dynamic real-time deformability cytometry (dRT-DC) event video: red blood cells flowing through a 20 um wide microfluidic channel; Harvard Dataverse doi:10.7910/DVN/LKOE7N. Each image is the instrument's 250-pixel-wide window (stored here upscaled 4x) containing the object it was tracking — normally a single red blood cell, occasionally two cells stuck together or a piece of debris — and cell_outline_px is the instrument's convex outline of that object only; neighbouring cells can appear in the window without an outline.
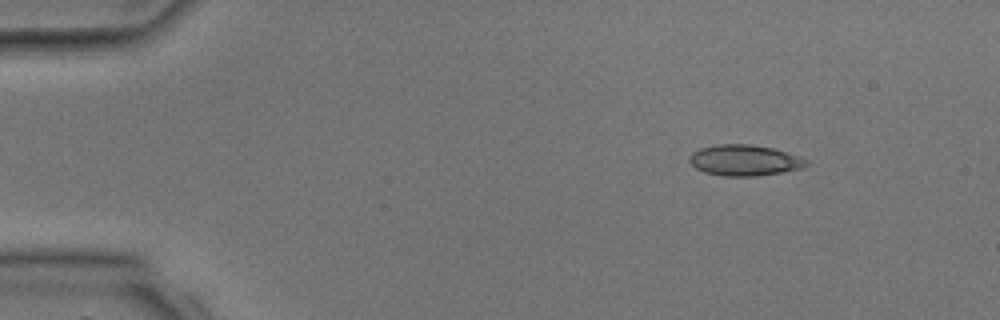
{"species": "common noctule bat (a hibernating species)", "species_latin": "Nyctalus noctula", "temperature_condition": "room temperature", "stored_images_in_passage": 4, "camera_frame_rate_fps": 3000, "um_per_image_px": 0.085, "animal": {"sex": "male", "body_mass_g": 17.9, "forearm_length_mm": 54.2}, "frame": {"image": 1, "passage_image": 2, "time_ms": 1.333, "image_size_px": [1000, 320], "cell_outline_px": [[808, 164], [804, 168], [756, 176], [724, 176], [704, 172], [696, 168], [688, 160], [692, 152], [700, 148], [716, 144], [748, 144], [772, 148], [800, 156], [808, 160]], "centroid_in_image_um": [63.28, 13.62], "position_along_channel_um": 21.7, "area_um2": 21.04}}
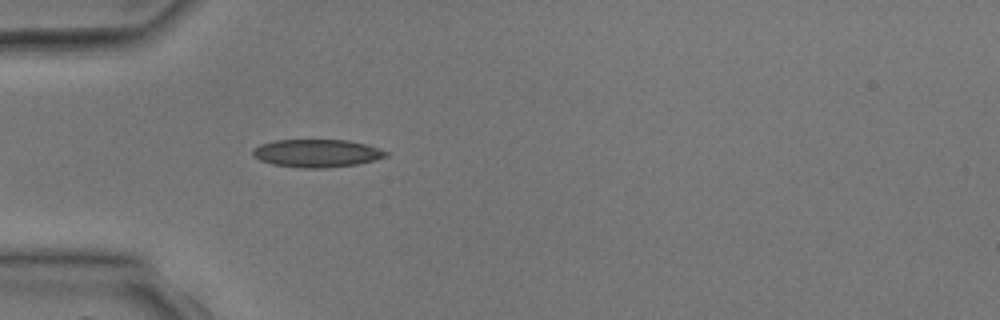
{"frame": {"image": 2, "passage_image": 4, "time_ms": 3.667, "image_size_px": [1000, 320], "cell_outline_px": [[388, 156], [376, 160], [356, 164], [328, 168], [300, 168], [272, 164], [260, 160], [252, 156], [252, 148], [260, 144], [276, 140], [348, 140], [368, 144], [388, 152]], "centroid_in_image_um": [26.93, 13.02], "position_along_channel_um": 58.1, "area_um2": 21.85}}